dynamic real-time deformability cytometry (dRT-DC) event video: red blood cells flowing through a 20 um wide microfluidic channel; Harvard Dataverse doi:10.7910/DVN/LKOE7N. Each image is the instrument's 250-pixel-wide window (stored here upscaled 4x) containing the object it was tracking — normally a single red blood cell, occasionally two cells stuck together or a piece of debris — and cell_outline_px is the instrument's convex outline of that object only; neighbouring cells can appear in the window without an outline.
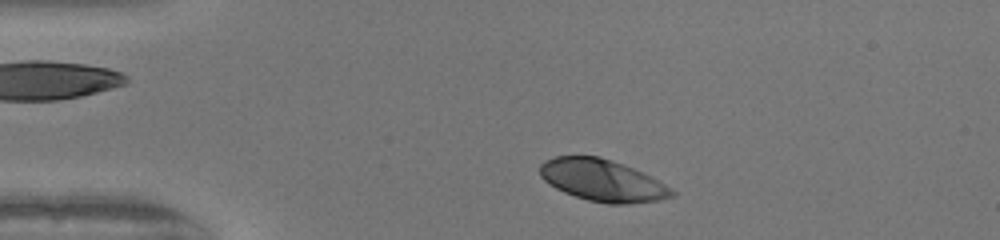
{"species": "human", "species_latin": "Homo sapiens", "temperature_condition": "warm", "stored_images_in_passage": 43, "camera_frame_rate_fps": 3000, "um_per_image_px": 0.085, "donor": {"sex": "female"}, "frame": {"image": 1, "passage_image": 3, "time_ms": 0.667, "image_size_px": [1000, 240], "cell_outline_px": [[676, 196], [660, 200], [628, 204], [608, 204], [588, 200], [564, 192], [548, 184], [540, 176], [540, 164], [544, 160], [556, 156], [600, 156], [632, 168], [652, 176], [672, 188], [676, 192]], "centroid_in_image_um": [51.23, 15.34], "position_along_channel_um": 33.8, "area_um2": 32.31}}
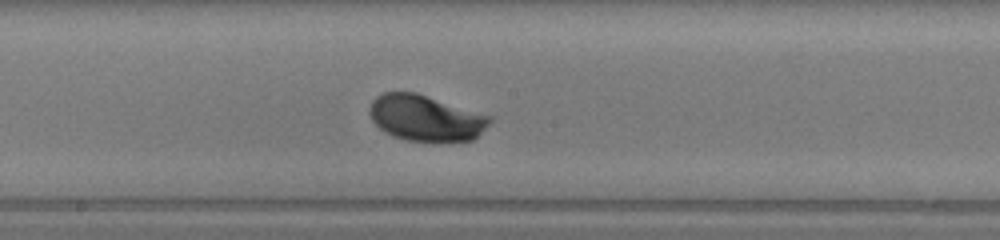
{"frame": {"image": 2, "passage_image": 20, "time_ms": 6.333, "image_size_px": [1000, 240], "cell_outline_px": [[492, 120], [472, 140], [440, 144], [432, 144], [404, 140], [392, 136], [384, 132], [372, 120], [368, 112], [368, 108], [372, 100], [376, 96], [384, 92], [416, 92], [492, 116]], "centroid_in_image_um": [36.16, 10.07], "position_along_channel_um": 212.0, "area_um2": 33.0}}
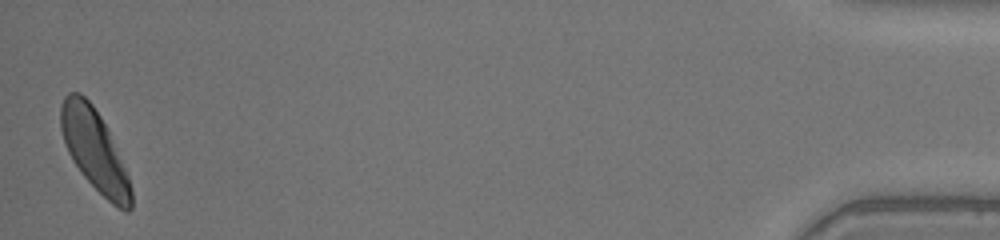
{"frame": {"image": 3, "passage_image": 43, "time_ms": 14.0, "image_size_px": [1000, 240], "cell_outline_px": [[132, 208], [128, 212], [124, 212], [112, 204], [80, 172], [72, 160], [68, 152], [60, 128], [60, 104], [64, 96], [68, 92], [80, 92], [92, 104], [108, 128], [128, 176], [132, 188]], "centroid_in_image_um": [8.03, 12.75], "position_along_channel_um": 427.2, "area_um2": 33.18}, "authors_computed_cell_mechanics": {"area_um2": 32.1946, "velocity_mm_per_s": 4.035, "shape_relaxation_time_tau1_ms": 1.859, "shape_relaxation_time_tau2_ms": null, "deformation_change_tau1": 0.157, "deformation_change_tau2": null}}